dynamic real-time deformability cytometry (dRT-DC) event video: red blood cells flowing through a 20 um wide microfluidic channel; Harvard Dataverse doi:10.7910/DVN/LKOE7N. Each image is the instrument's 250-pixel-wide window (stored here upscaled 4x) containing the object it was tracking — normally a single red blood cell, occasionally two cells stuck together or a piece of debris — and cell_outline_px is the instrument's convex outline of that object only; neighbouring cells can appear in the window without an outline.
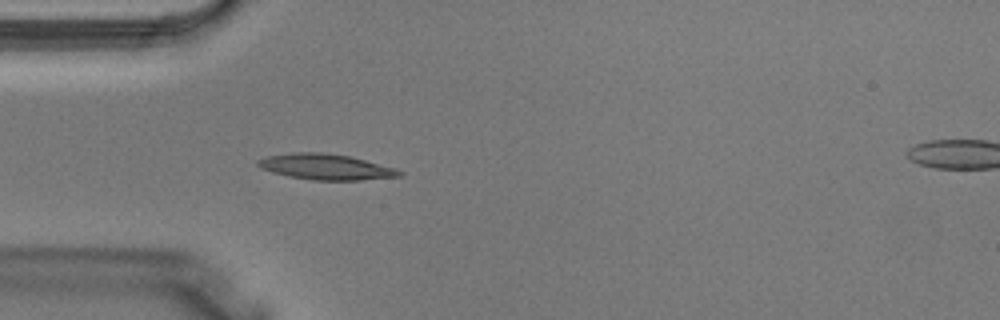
{"species": "Egyptian fruit bat (a non-hibernating species)", "species_latin": "Rousettus aegyptiacus", "temperature_condition": "warm", "stored_images_in_passage": 5, "segment_of_instrument_passage": [1, 2], "camera_frame_rate_fps": 3000, "um_per_image_px": 0.085, "animal": {"sex": "male"}, "frame": {"image": 1, "passage_image": 4, "time_ms": 1.0, "image_size_px": [1000, 320], "cell_outline_px": [[404, 172], [400, 176], [360, 180], [312, 180], [272, 172], [260, 168], [256, 164], [256, 160], [268, 156], [292, 152], [324, 152], [348, 156], [396, 168]], "centroid_in_image_um": [27.67, 14.17], "position_along_channel_um": 57.3, "area_um2": 21.04}}